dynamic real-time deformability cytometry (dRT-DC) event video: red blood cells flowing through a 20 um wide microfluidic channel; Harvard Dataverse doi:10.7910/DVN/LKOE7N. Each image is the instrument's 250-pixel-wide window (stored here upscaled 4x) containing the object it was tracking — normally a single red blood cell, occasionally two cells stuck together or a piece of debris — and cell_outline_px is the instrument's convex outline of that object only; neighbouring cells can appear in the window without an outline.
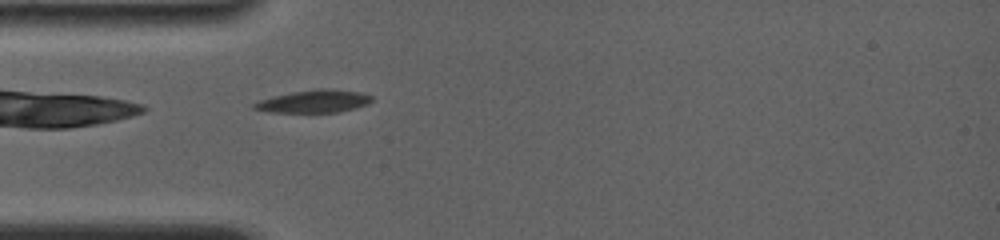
{"species": "common noctule bat (a hibernating species)", "species_latin": "Nyctalus noctula", "temperature_condition": "room temperature", "stored_images_in_passage": 51, "camera_frame_rate_fps": 4000, "um_per_image_px": 0.085, "animal": {"sex": "female", "body_mass_g": 19.0, "forearm_length_mm": 56.7}, "frame": {"image": 1, "passage_image": 2, "time_ms": 0.5, "image_size_px": [1000, 240], "cell_outline_px": [[372, 100], [368, 104], [356, 108], [340, 112], [272, 112], [252, 108], [252, 104], [260, 100], [272, 96], [292, 92], [316, 88], [328, 88], [360, 92], [372, 96]], "centroid_in_image_um": [26.71, 8.6], "position_along_channel_um": 58.3, "area_um2": 15.61}}
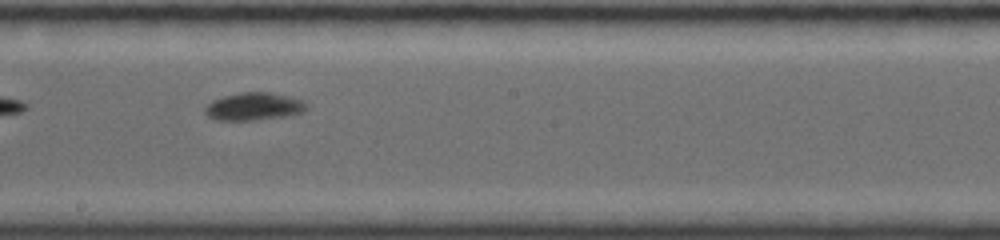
{"frame": {"image": 2, "passage_image": 15, "time_ms": 5.0, "image_size_px": [1000, 240], "cell_outline_px": [[308, 108], [304, 112], [288, 116], [256, 120], [216, 120], [208, 116], [204, 112], [204, 108], [212, 100], [224, 96], [240, 92], [268, 92], [300, 100], [308, 104]], "centroid_in_image_um": [21.56, 9.06], "position_along_channel_um": 226.6, "area_um2": 16.36}}
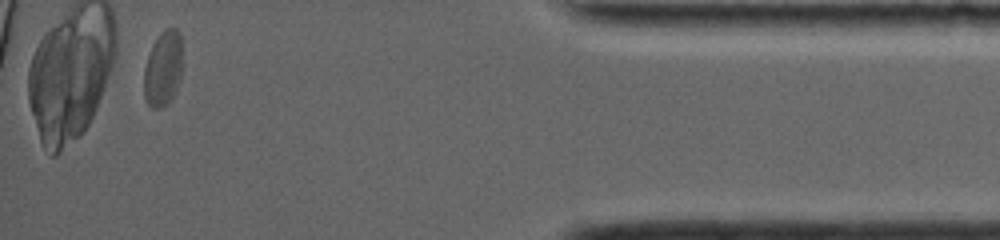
{"frame": {"image": 3, "passage_image": 46, "time_ms": 11.25, "image_size_px": [1000, 240], "cell_outline_px": [[180, 80], [168, 104], [160, 108], [152, 108], [148, 104], [144, 96], [144, 68], [152, 44], [160, 32], [164, 28], [176, 28], [180, 32]], "centroid_in_image_um": [13.83, 5.82], "position_along_channel_um": 421.4, "area_um2": 16.7}}